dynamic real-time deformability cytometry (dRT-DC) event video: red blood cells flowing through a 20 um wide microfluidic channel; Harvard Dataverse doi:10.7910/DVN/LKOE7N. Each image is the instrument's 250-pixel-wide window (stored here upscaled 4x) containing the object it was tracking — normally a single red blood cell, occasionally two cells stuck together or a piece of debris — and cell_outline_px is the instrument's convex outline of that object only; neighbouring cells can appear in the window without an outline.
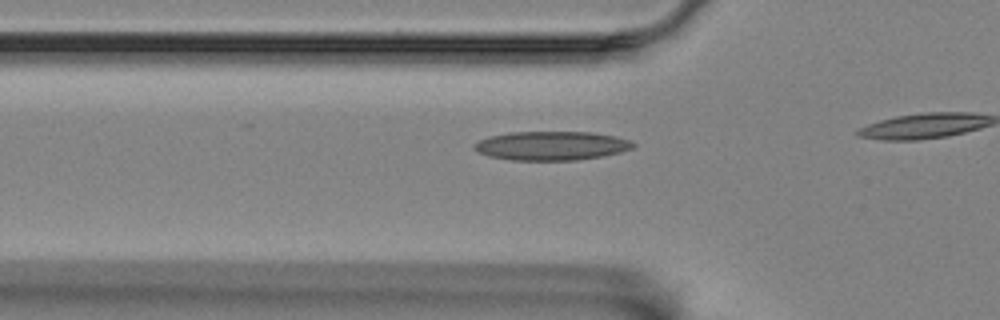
{"species": "Egyptian fruit bat (a non-hibernating species)", "species_latin": "Rousettus aegyptiacus", "temperature_condition": "room temperature", "stored_images_in_passage": 13, "camera_frame_rate_fps": 3000, "um_per_image_px": 0.085, "animal": {"sex": "female"}, "frame": {"image": 1, "passage_image": 8, "time_ms": 2.333, "image_size_px": [1000, 320], "cell_outline_px": [[636, 144], [632, 148], [620, 152], [604, 156], [576, 160], [512, 160], [488, 156], [472, 148], [472, 144], [488, 136], [508, 132], [592, 132], [616, 136], [628, 140]], "centroid_in_image_um": [46.85, 12.38], "position_along_channel_um": 78.9, "area_um2": 26.88}}
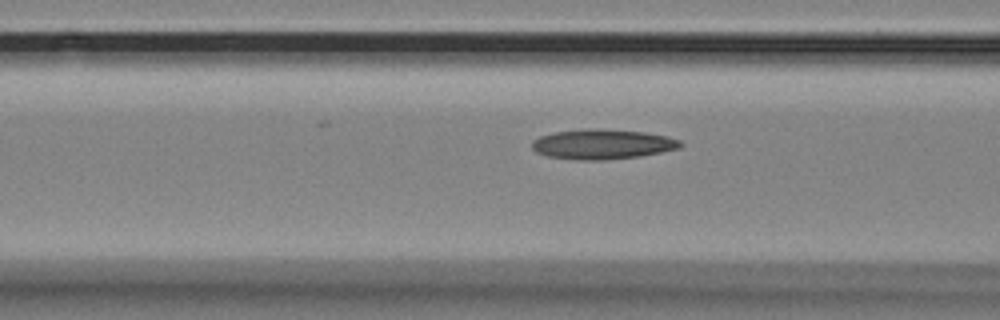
{"frame": {"image": 2, "passage_image": 11, "time_ms": 3.333, "image_size_px": [1000, 320], "cell_outline_px": [[684, 144], [680, 148], [640, 156], [604, 160], [576, 160], [548, 156], [536, 152], [532, 148], [532, 140], [540, 136], [556, 132], [588, 128], [644, 132], [668, 136], [680, 140]], "centroid_in_image_um": [51.21, 12.26], "position_along_channel_um": 115.4, "area_um2": 25.84}}